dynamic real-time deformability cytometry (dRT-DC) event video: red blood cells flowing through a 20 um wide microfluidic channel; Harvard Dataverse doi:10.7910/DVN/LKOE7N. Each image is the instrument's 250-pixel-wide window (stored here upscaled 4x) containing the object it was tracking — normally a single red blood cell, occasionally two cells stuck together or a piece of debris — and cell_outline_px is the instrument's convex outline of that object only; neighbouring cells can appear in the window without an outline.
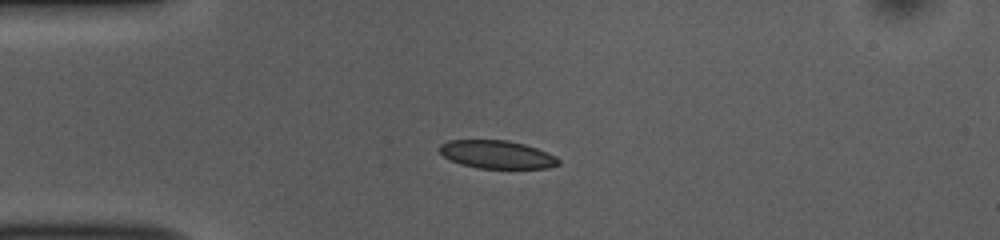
{"species": "common noctule bat (a hibernating species)", "species_latin": "Nyctalus noctula", "temperature_condition": "room temperature", "stored_images_in_passage": 40, "camera_frame_rate_fps": 3000, "um_per_image_px": 0.085, "animal": {"sex": "female", "body_mass_g": 10.0, "forearm_length_mm": 53.1}, "frame": {"image": 1, "passage_image": 1, "time_ms": 0.0, "image_size_px": [1000, 240], "cell_outline_px": [[560, 164], [548, 168], [480, 168], [460, 164], [444, 156], [436, 148], [440, 144], [448, 140], [508, 140], [524, 144], [536, 148], [556, 156], [560, 160]], "centroid_in_image_um": [42.22, 13.12], "position_along_channel_um": 42.8, "area_um2": 19.48}}
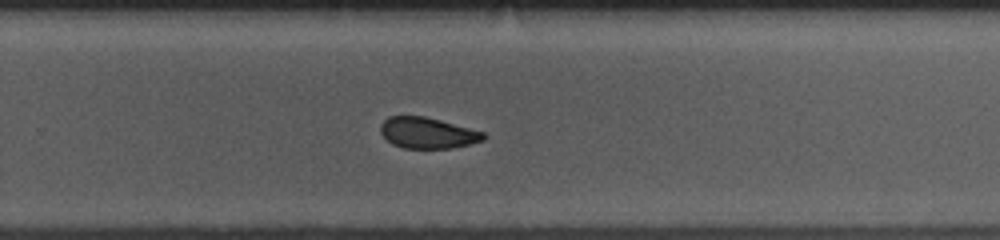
{"frame": {"image": 2, "passage_image": 22, "time_ms": 7.0, "image_size_px": [1000, 240], "cell_outline_px": [[488, 136], [484, 140], [452, 148], [404, 148], [392, 144], [380, 132], [380, 124], [388, 116], [424, 116], [440, 120], [484, 132]], "centroid_in_image_um": [36.34, 11.29], "position_along_channel_um": 293.5, "area_um2": 18.55}}
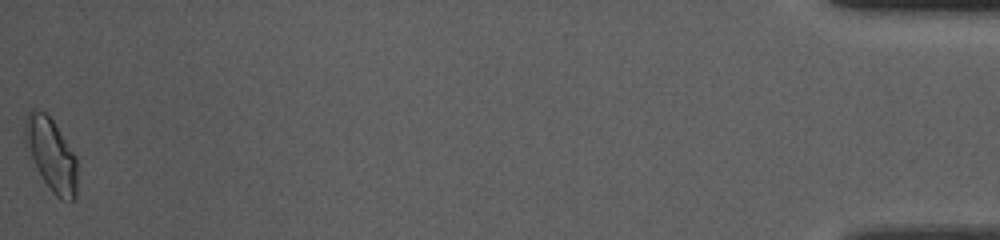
{"frame": {"image": 3, "passage_image": 40, "time_ms": 13.0, "image_size_px": [1000, 240], "cell_outline_px": [[76, 196], [72, 200], [60, 200], [52, 192], [44, 180], [24, 144], [24, 120], [28, 112], [32, 108], [44, 112], [52, 120], [76, 156]], "centroid_in_image_um": [4.33, 13.12], "position_along_channel_um": 430.9, "area_um2": 21.85}, "authors_computed_cell_mechanics": {"area_um2": 20.1144, "velocity_mm_per_s": 3.8787, "shape_relaxation_time_tau1_ms": 3.494, "shape_relaxation_time_tau2_ms": 2.5604, "deformation_change_tau1": 0.0906, "deformation_change_tau2": 0.0657}}